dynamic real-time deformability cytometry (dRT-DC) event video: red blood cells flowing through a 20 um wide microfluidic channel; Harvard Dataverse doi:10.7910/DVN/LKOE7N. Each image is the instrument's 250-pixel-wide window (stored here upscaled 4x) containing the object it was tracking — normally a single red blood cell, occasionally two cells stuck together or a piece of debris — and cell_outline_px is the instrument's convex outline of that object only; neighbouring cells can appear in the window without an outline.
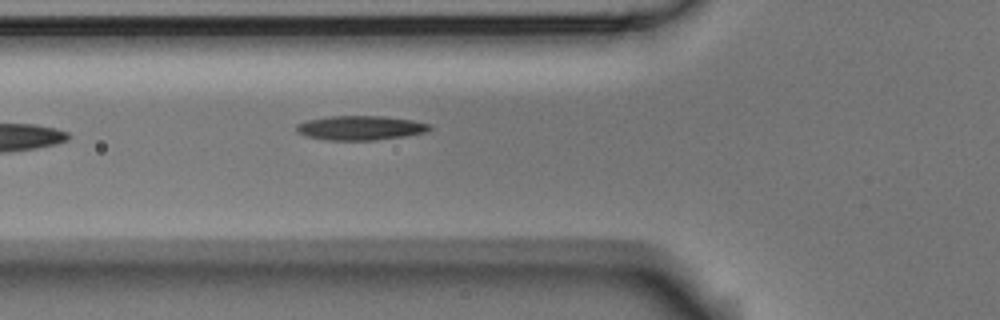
{"species": "Egyptian fruit bat (a non-hibernating species)", "species_latin": "Rousettus aegyptiacus", "temperature_condition": "room temperature", "stored_images_in_passage": 6, "camera_frame_rate_fps": 3000, "um_per_image_px": 0.085, "animal": {"sex": "male"}, "frame": {"image": 1, "passage_image": 6, "time_ms": 1.667, "image_size_px": [1000, 320], "cell_outline_px": [[432, 128], [424, 132], [404, 136], [376, 140], [324, 140], [304, 136], [296, 132], [296, 124], [308, 120], [328, 116], [384, 116], [412, 120], [428, 124]], "centroid_in_image_um": [30.56, 10.87], "position_along_channel_um": 95.2, "area_um2": 18.9}}